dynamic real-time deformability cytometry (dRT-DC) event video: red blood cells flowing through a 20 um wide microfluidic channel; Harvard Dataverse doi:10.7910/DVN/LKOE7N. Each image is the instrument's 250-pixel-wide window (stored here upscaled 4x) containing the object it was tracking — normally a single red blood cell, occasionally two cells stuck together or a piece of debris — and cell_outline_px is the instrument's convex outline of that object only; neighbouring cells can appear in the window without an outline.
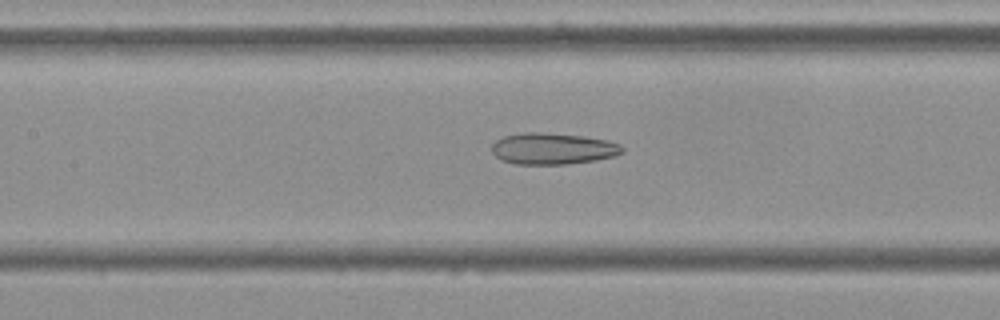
{"species": "Egyptian fruit bat (a non-hibernating species)", "species_latin": "Rousettus aegyptiacus", "temperature_condition": "cold", "stored_images_in_passage": 55, "camera_frame_rate_fps": 3000, "um_per_image_px": 0.085, "frame": {"image": 1, "passage_image": 25, "time_ms": 8.0, "image_size_px": [1000, 320], "cell_outline_px": [[624, 152], [616, 156], [596, 160], [568, 164], [516, 164], [500, 160], [492, 152], [492, 144], [496, 140], [504, 136], [524, 132], [540, 132], [584, 136], [608, 140], [620, 144], [624, 148]], "centroid_in_image_um": [47.01, 12.63], "position_along_channel_um": 160.4, "area_um2": 24.1}}
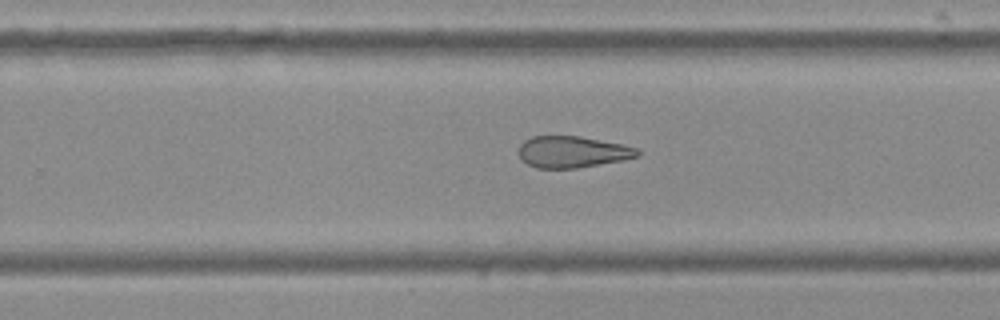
{"frame": {"image": 2, "passage_image": 35, "time_ms": 11.333, "image_size_px": [1000, 320], "cell_outline_px": [[640, 156], [624, 160], [576, 168], [536, 168], [528, 164], [520, 156], [520, 144], [524, 140], [532, 136], [580, 136], [624, 144], [640, 148]], "centroid_in_image_um": [48.72, 12.9], "position_along_channel_um": 281.1, "area_um2": 21.91}}
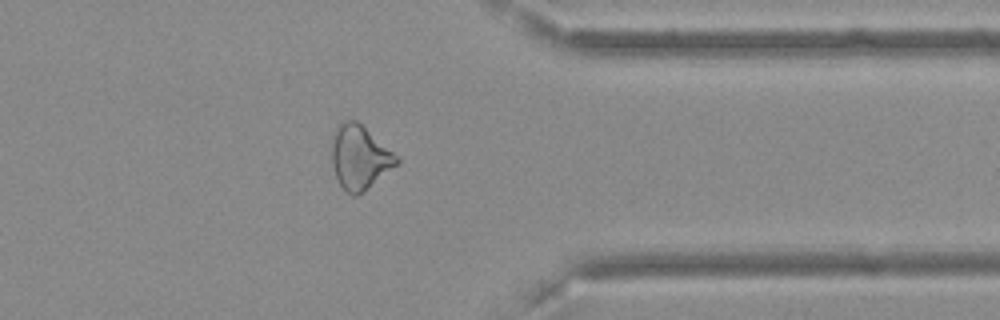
{"frame": {"image": 3, "passage_image": 44, "time_ms": 14.333, "image_size_px": [1000, 320], "cell_outline_px": [[400, 164], [364, 192], [356, 196], [352, 196], [340, 184], [336, 176], [332, 164], [332, 144], [336, 132], [340, 124], [344, 120], [356, 120], [400, 156]], "centroid_in_image_um": [30.64, 13.4], "position_along_channel_um": 380.8, "area_um2": 24.28}, "authors_computed_cell_mechanics": {"area_um2": 26.1834, "velocity_mm_per_s": 3.6367, "shape_relaxation_time_tau1_ms": null, "shape_relaxation_time_tau2_ms": 5.9062, "deformation_change_tau1": null, "deformation_change_tau2": 0.161}}